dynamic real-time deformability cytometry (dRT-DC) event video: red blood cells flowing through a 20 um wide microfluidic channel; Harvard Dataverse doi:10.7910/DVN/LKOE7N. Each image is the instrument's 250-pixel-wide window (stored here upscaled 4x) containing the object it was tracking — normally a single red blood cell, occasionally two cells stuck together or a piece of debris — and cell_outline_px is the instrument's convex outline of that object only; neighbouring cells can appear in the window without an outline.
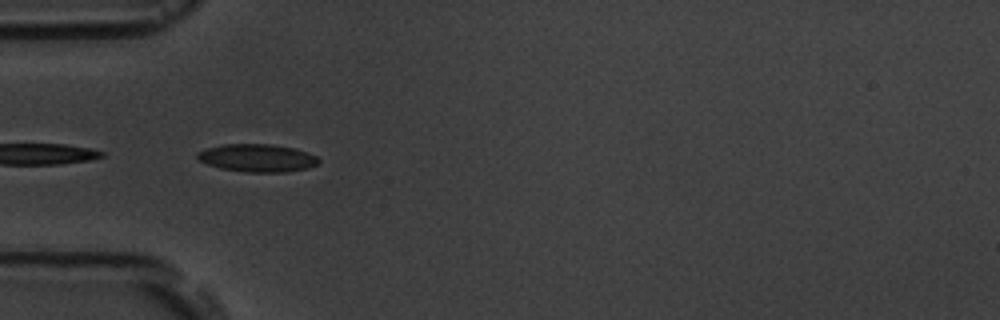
{"species": "common noctule bat (a hibernating species)", "species_latin": "Nyctalus noctula", "temperature_condition": "room temperature", "stored_images_in_passage": 7, "camera_frame_rate_fps": 3000, "um_per_image_px": 0.085, "animal": {"sex": "male", "body_mass_g": 19.5, "forearm_length_mm": 54.6}, "frame": {"image": 1, "passage_image": 5, "time_ms": 4.333, "image_size_px": [1000, 320], "cell_outline_px": [[320, 164], [308, 168], [284, 172], [244, 172], [220, 168], [208, 164], [200, 160], [196, 156], [196, 152], [208, 148], [224, 144], [272, 144], [296, 148], [308, 152], [316, 156], [320, 160]], "centroid_in_image_um": [21.91, 13.42], "position_along_channel_um": 63.1, "area_um2": 19.77}}
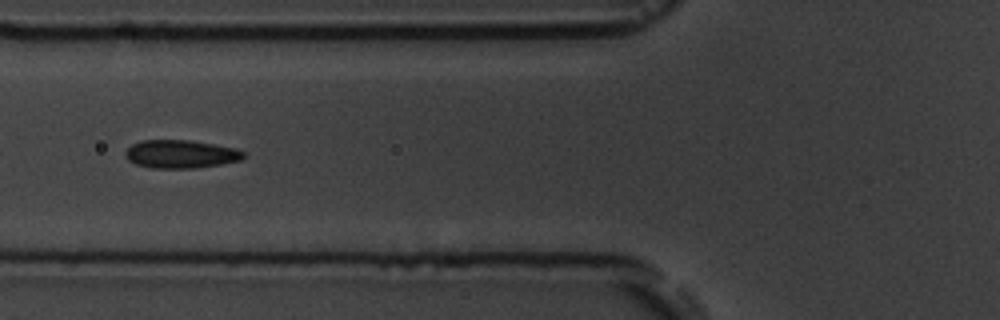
{"frame": {"image": 2, "passage_image": 6, "time_ms": 5.667, "image_size_px": [1000, 320], "cell_outline_px": [[244, 156], [240, 160], [220, 164], [196, 168], [152, 168], [136, 164], [128, 160], [124, 156], [124, 152], [132, 144], [144, 140], [188, 140], [236, 148], [244, 152]], "centroid_in_image_um": [15.33, 13.1], "position_along_channel_um": 110.5, "area_um2": 19.31}}
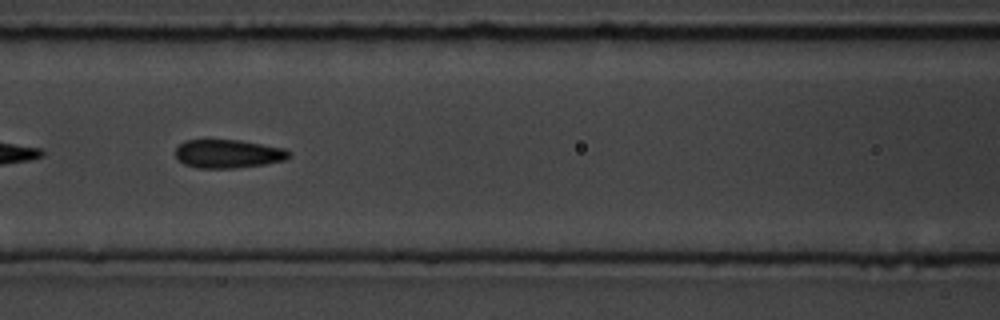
{"frame": {"image": 3, "passage_image": 7, "time_ms": 6.667, "image_size_px": [1000, 320], "cell_outline_px": [[292, 156], [284, 160], [264, 164], [232, 168], [196, 168], [184, 164], [176, 156], [176, 148], [184, 140], [240, 140], [284, 148], [292, 152]], "centroid_in_image_um": [19.41, 13.07], "position_along_channel_um": 147.2, "area_um2": 18.84}}